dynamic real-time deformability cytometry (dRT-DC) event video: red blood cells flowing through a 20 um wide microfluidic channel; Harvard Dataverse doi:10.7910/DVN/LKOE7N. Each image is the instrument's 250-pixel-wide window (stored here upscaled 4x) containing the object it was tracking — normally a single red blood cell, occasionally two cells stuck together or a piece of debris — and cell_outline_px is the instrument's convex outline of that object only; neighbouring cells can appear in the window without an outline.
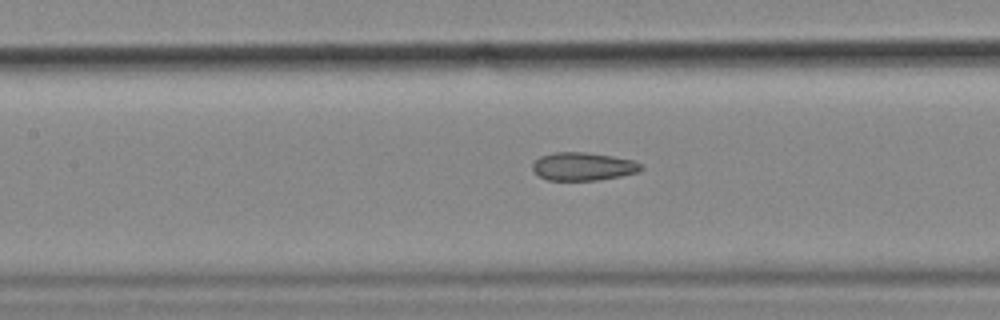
{"species": "common noctule bat (a hibernating species)", "species_latin": "Nyctalus noctula", "temperature_condition": "cold", "stored_images_in_passage": 56, "camera_frame_rate_fps": 3000, "um_per_image_px": 0.085, "animal": {"sex": "female", "body_mass_g": 18.4}, "frame": {"image": 1, "passage_image": 25, "time_ms": 8.0, "image_size_px": [1000, 320], "cell_outline_px": [[644, 168], [640, 172], [620, 176], [596, 180], [548, 180], [540, 176], [532, 168], [532, 164], [540, 156], [556, 152], [584, 152], [612, 156], [632, 160], [644, 164]], "centroid_in_image_um": [49.61, 14.15], "position_along_channel_um": 157.8, "area_um2": 17.74}, "authors_computed_cell_mechanics": {"area_um2": 18.785, "velocity_mm_per_s": 3.5984, "shape_relaxation_time_tau1_ms": null, "shape_relaxation_time_tau2_ms": 3.3623, "deformation_change_tau1": null, "deformation_change_tau2": 0.1045}}